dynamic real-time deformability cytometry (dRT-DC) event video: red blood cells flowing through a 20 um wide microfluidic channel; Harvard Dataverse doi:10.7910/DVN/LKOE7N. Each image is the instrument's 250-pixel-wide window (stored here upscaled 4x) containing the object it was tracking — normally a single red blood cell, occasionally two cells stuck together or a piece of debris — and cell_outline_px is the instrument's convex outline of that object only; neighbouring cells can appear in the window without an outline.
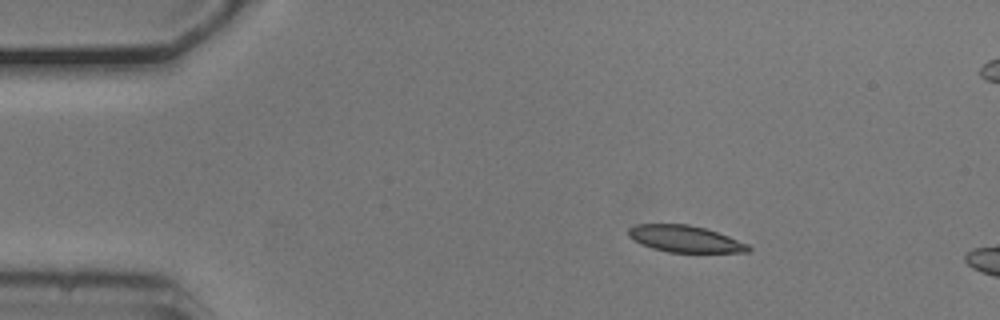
{"species": "common noctule bat (a hibernating species)", "species_latin": "Nyctalus noctula", "temperature_condition": "cold", "stored_images_in_passage": 6, "camera_frame_rate_fps": 3000, "um_per_image_px": 0.085, "animal": {"sex": "male", "body_mass_g": 20.5, "forearm_length_mm": 52.5}, "frame": {"image": 1, "passage_image": 1, "time_ms": 0.0, "image_size_px": [1000, 320], "cell_outline_px": [[752, 248], [748, 252], [668, 252], [652, 248], [640, 244], [628, 236], [628, 228], [636, 224], [688, 224], [704, 228], [728, 236], [748, 244]], "centroid_in_image_um": [58.2, 20.3], "position_along_channel_um": 26.8, "area_um2": 18.55}}